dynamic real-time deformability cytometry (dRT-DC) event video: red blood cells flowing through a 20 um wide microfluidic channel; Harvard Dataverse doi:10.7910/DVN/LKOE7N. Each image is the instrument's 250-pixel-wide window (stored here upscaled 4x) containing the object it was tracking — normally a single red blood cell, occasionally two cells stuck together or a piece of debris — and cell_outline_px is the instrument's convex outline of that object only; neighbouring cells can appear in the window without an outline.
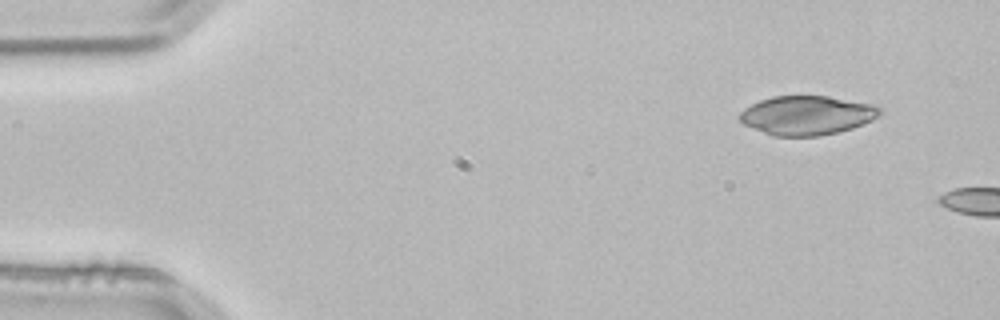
{"species": "common noctule bat (a hibernating species)", "species_latin": "Nyctalus noctula", "temperature_condition": "room temperature", "stored_images_in_passage": 2, "camera_frame_rate_fps": 3000, "um_per_image_px": 0.085, "animal": {"sex": "male", "body_mass_g": 21.5, "forearm_length_mm": 52.0}, "frame": {"image": 1, "passage_image": 1, "time_ms": 0.0, "image_size_px": [1000, 320], "cell_outline_px": [[884, 112], [872, 120], [864, 124], [852, 128], [820, 136], [772, 136], [744, 124], [740, 120], [740, 112], [744, 108], [760, 100], [772, 96], [828, 96], [880, 104], [884, 108]], "centroid_in_image_um": [68.67, 9.79], "position_along_channel_um": 16.3, "area_um2": 32.37}}